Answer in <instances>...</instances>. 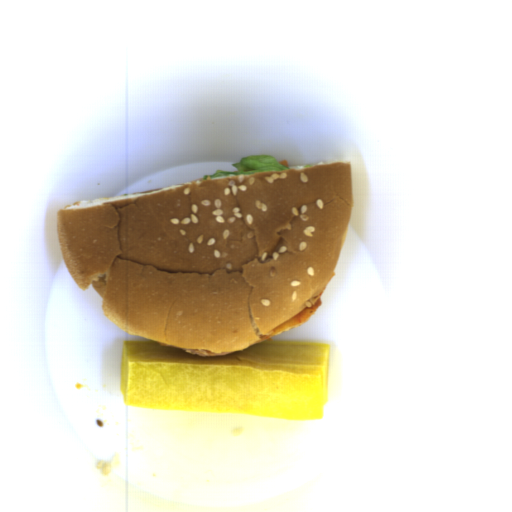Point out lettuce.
I'll return each instance as SVG.
<instances>
[{
	"label": "lettuce",
	"mask_w": 512,
	"mask_h": 512,
	"mask_svg": "<svg viewBox=\"0 0 512 512\" xmlns=\"http://www.w3.org/2000/svg\"><path fill=\"white\" fill-rule=\"evenodd\" d=\"M237 171L218 169L213 174L203 175L202 179L224 178L246 174H254L271 170H291L280 164L276 157L271 155H249L241 158L238 163H232ZM201 179V180H202Z\"/></svg>",
	"instance_id": "9fb2a089"
}]
</instances>
